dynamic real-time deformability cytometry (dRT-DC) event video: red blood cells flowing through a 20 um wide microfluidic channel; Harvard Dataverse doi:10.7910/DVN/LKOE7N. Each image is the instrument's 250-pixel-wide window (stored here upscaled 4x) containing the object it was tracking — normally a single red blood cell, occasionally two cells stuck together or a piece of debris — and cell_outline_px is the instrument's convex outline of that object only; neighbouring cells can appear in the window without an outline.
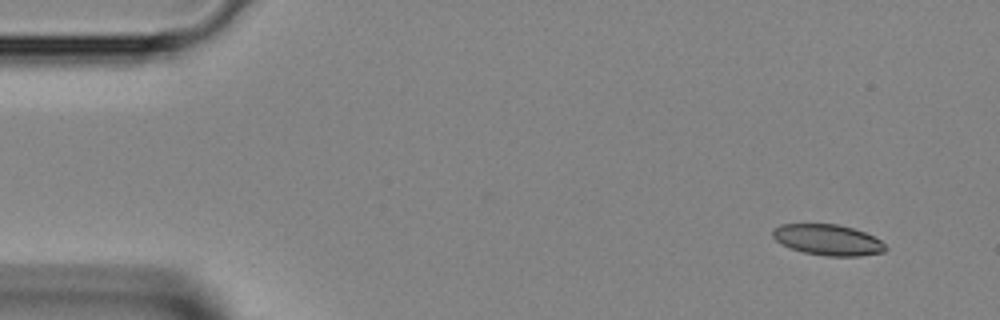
{"species": "Egyptian fruit bat (a non-hibernating species)", "species_latin": "Rousettus aegyptiacus", "temperature_condition": "room temperature", "stored_images_in_passage": 10, "camera_frame_rate_fps": 3000, "um_per_image_px": 0.085, "animal": {"sex": "female"}, "frame": {"image": 1, "passage_image": 1, "time_ms": 0.0, "image_size_px": [1000, 320], "cell_outline_px": [[888, 248], [884, 252], [860, 256], [824, 256], [804, 252], [780, 244], [772, 236], [772, 228], [780, 224], [836, 224], [852, 228], [864, 232], [880, 240]], "centroid_in_image_um": [70.34, 20.39], "position_along_channel_um": 14.7, "area_um2": 20.29}}